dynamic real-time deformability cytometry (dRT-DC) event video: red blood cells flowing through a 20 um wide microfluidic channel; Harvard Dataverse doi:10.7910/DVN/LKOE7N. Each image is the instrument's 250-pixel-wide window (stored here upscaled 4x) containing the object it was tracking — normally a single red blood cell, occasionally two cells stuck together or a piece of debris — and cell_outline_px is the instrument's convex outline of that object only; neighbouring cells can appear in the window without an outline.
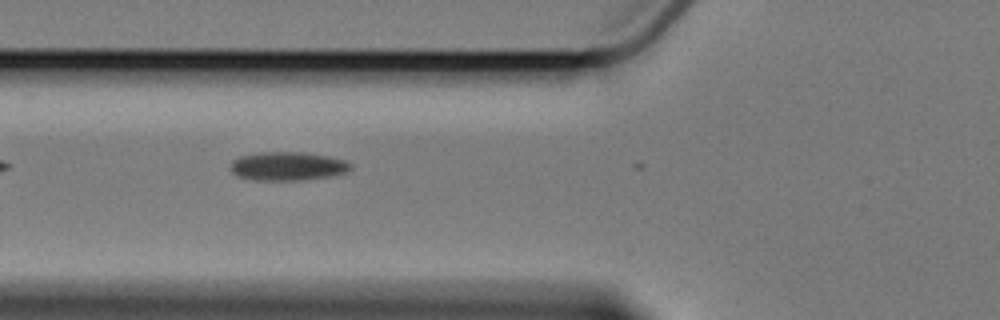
{"species": "Egyptian fruit bat (a non-hibernating species)", "species_latin": "Rousettus aegyptiacus", "temperature_condition": "cold", "stored_images_in_passage": 3, "camera_frame_rate_fps": 3000, "um_per_image_px": 0.085, "animal": {"sex": "female"}, "frame": {"image": 1, "passage_image": 3, "time_ms": 2.667, "image_size_px": [1000, 320], "cell_outline_px": [[352, 168], [344, 172], [328, 176], [300, 180], [252, 180], [236, 176], [232, 172], [232, 160], [240, 156], [260, 152], [300, 152], [328, 156], [344, 160]], "centroid_in_image_um": [24.39, 14.12], "position_along_channel_um": 101.4, "area_um2": 19.77}}